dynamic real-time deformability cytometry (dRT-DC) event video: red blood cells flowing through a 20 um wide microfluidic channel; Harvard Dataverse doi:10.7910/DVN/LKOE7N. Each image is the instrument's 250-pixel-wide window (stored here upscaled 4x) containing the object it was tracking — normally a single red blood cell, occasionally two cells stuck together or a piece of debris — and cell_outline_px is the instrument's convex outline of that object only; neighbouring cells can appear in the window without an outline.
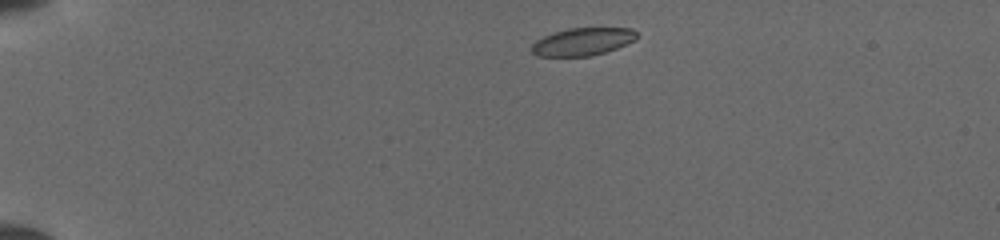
{"species": "common noctule bat (a hibernating species)", "species_latin": "Nyctalus noctula", "temperature_condition": "cold", "stored_images_in_passage": 40, "camera_frame_rate_fps": 3000, "um_per_image_px": 0.085, "animal": {"sex": "female", "body_mass_g": 19.5, "forearm_length_mm": 54.1}, "frame": {"image": 1, "passage_image": 1, "time_ms": 0.0, "image_size_px": [1000, 240], "cell_outline_px": [[640, 36], [616, 48], [592, 56], [536, 56], [532, 52], [532, 44], [536, 40], [552, 32], [568, 28], [632, 28]], "centroid_in_image_um": [49.5, 3.53], "position_along_channel_um": 35.5, "area_um2": 16.88}}
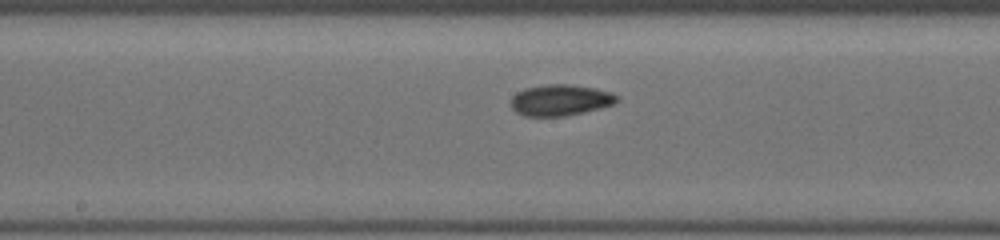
{"frame": {"image": 2, "passage_image": 18, "time_ms": 5.667, "image_size_px": [1000, 240], "cell_outline_px": [[620, 100], [616, 104], [584, 112], [564, 116], [524, 116], [516, 112], [512, 108], [512, 96], [516, 92], [528, 88], [548, 84], [568, 84], [596, 88], [612, 92], [620, 96]], "centroid_in_image_um": [47.69, 8.51], "position_along_channel_um": 200.5, "area_um2": 19.36}}
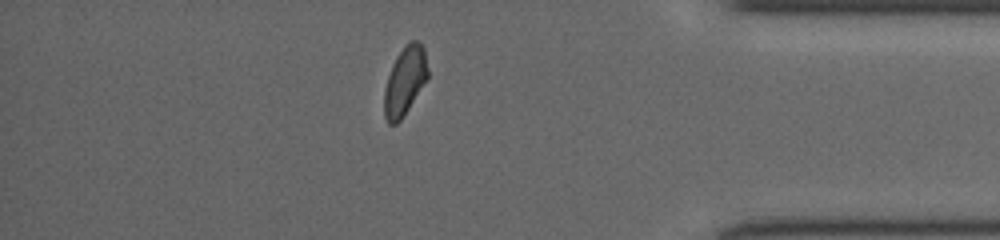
{"frame": {"image": 3, "passage_image": 34, "time_ms": 11.0, "image_size_px": [1000, 240], "cell_outline_px": [[428, 80], [400, 120], [396, 124], [388, 124], [384, 116], [384, 88], [392, 64], [396, 56], [408, 40], [420, 40], [424, 48], [428, 68]], "centroid_in_image_um": [34.42, 6.85], "position_along_channel_um": 400.8, "area_um2": 17.69}}